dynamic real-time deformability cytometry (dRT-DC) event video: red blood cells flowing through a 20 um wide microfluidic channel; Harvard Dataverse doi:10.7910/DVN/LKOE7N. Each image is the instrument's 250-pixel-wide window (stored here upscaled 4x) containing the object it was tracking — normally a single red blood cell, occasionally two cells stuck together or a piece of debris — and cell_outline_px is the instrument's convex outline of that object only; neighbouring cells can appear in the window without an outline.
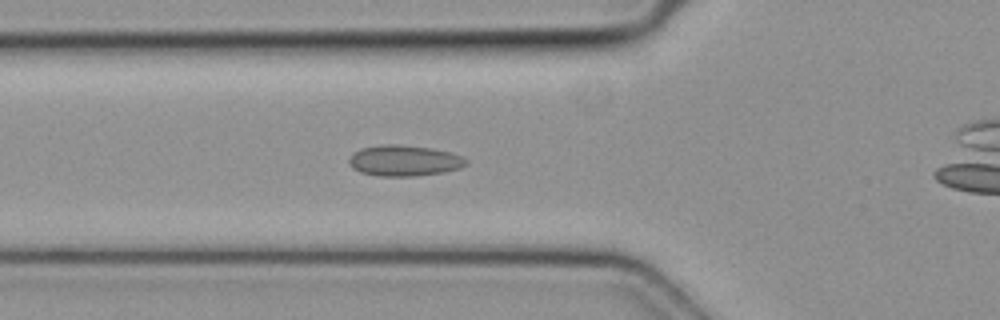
{"species": "common noctule bat (a hibernating species)", "species_latin": "Nyctalus noctula", "temperature_condition": "cold", "stored_images_in_passage": 36, "camera_frame_rate_fps": 3000, "um_per_image_px": 0.085, "animal": {"sex": "female", "body_mass_g": 19.3, "forearm_length_mm": 54.1}, "frame": {"image": 1, "passage_image": 12, "time_ms": 3.667, "image_size_px": [1000, 320], "cell_outline_px": [[468, 164], [460, 168], [444, 172], [416, 176], [376, 176], [360, 172], [352, 168], [348, 164], [348, 160], [352, 152], [360, 148], [388, 144], [396, 144], [432, 148], [464, 156], [468, 160]], "centroid_in_image_um": [34.34, 13.66], "position_along_channel_um": 91.5, "area_um2": 21.33}}
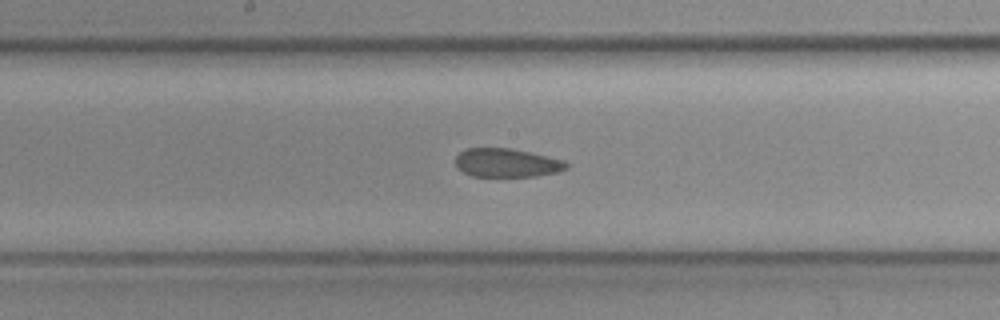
{"frame": {"image": 2, "passage_image": 20, "time_ms": 6.333, "image_size_px": [1000, 320], "cell_outline_px": [[568, 168], [556, 172], [536, 176], [472, 176], [464, 172], [456, 164], [456, 156], [460, 152], [468, 148], [512, 148], [532, 152], [564, 160], [568, 164]], "centroid_in_image_um": [43.11, 13.83], "position_along_channel_um": 205.1, "area_um2": 18.44}}
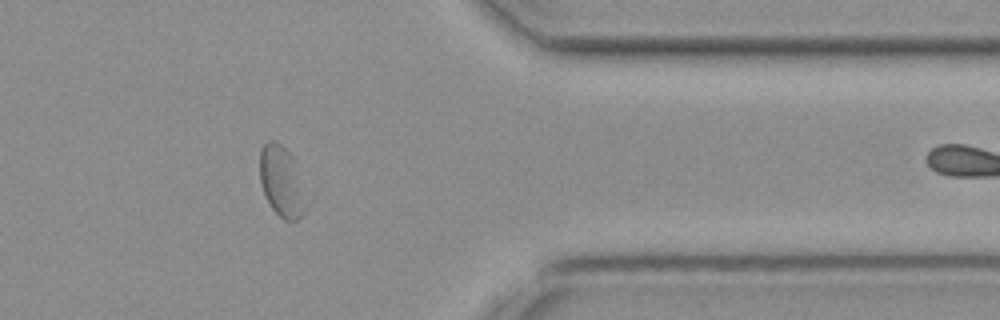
{"frame": {"image": 3, "passage_image": 34, "time_ms": 11.0, "image_size_px": [1000, 320], "cell_outline_px": [[312, 200], [308, 208], [296, 220], [284, 220], [272, 208], [260, 184], [260, 148], [268, 140], [276, 140], [292, 156], [312, 196]], "centroid_in_image_um": [24.06, 15.46], "position_along_channel_um": 387.3, "area_um2": 20.11}}